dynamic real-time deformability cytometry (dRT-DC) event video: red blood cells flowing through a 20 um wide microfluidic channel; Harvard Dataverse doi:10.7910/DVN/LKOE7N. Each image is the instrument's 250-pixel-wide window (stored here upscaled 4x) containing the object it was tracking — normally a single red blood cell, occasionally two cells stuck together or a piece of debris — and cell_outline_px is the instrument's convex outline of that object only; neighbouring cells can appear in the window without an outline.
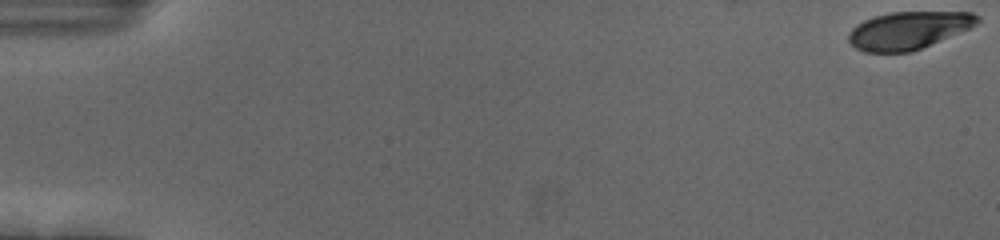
{"species": "human", "species_latin": "Homo sapiens", "temperature_condition": "cold", "stored_images_in_passage": 56, "camera_frame_rate_fps": 3000, "um_per_image_px": 0.085, "donor": {"sex": "female"}, "frame": {"image": 1, "passage_image": 1, "time_ms": 0.0, "image_size_px": [1000, 240], "cell_outline_px": [[980, 20], [976, 24], [968, 28], [912, 52], [864, 52], [856, 48], [848, 40], [848, 32], [856, 24], [872, 16], [888, 12], [972, 12], [980, 16]], "centroid_in_image_um": [77.17, 2.57], "position_along_channel_um": 7.8, "area_um2": 28.15}}
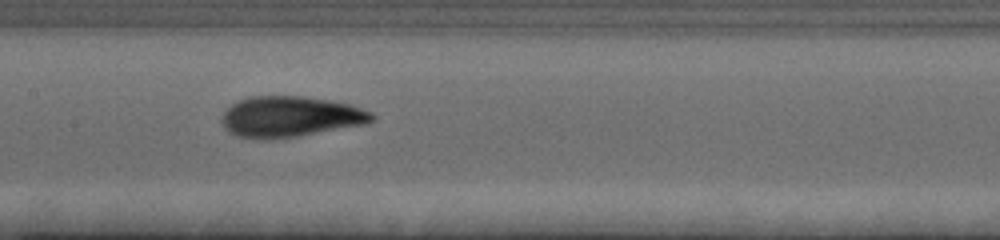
{"frame": {"image": 2, "passage_image": 29, "time_ms": 9.333, "image_size_px": [1000, 240], "cell_outline_px": [[376, 120], [364, 124], [296, 136], [272, 140], [236, 136], [228, 132], [224, 128], [220, 120], [224, 112], [236, 100], [248, 96], [300, 96], [328, 100], [352, 104], [372, 112], [376, 116]], "centroid_in_image_um": [24.65, 9.91], "position_along_channel_um": 182.7, "area_um2": 35.84}}
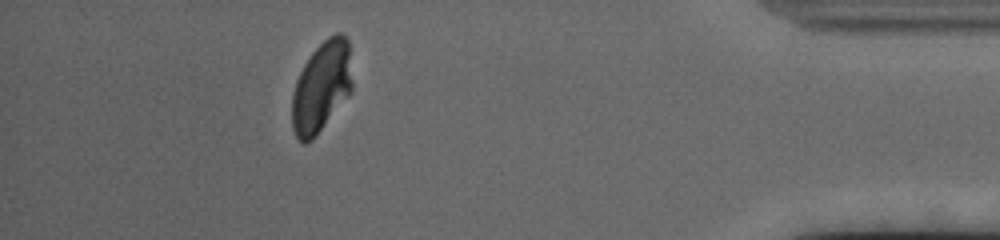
{"frame": {"image": 3, "passage_image": 51, "time_ms": 16.667, "image_size_px": [1000, 240], "cell_outline_px": [[352, 92], [316, 136], [312, 140], [304, 144], [296, 136], [292, 128], [292, 92], [296, 80], [304, 64], [312, 52], [328, 36], [336, 32], [340, 32], [348, 40], [352, 84]], "centroid_in_image_um": [27.32, 7.39], "position_along_channel_um": 407.9, "area_um2": 31.91}, "authors_computed_cell_mechanics": {"area_um2": 33.4951, "velocity_mm_per_s": 3.683, "shape_relaxation_time_tau1_ms": 5.0015, "shape_relaxation_time_tau2_ms": null, "deformation_change_tau1": 0.1843, "deformation_change_tau2": null}}